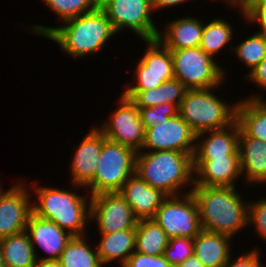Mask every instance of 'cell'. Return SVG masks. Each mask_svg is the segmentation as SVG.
I'll use <instances>...</instances> for the list:
<instances>
[{"instance_id":"cell-39","label":"cell","mask_w":266,"mask_h":267,"mask_svg":"<svg viewBox=\"0 0 266 267\" xmlns=\"http://www.w3.org/2000/svg\"><path fill=\"white\" fill-rule=\"evenodd\" d=\"M264 0H236V2L232 5L233 8L239 7L241 14L244 15L253 8L256 4L263 2Z\"/></svg>"},{"instance_id":"cell-3","label":"cell","mask_w":266,"mask_h":267,"mask_svg":"<svg viewBox=\"0 0 266 267\" xmlns=\"http://www.w3.org/2000/svg\"><path fill=\"white\" fill-rule=\"evenodd\" d=\"M135 173L166 196L182 195L183 186L194 184L193 156L170 150L139 151Z\"/></svg>"},{"instance_id":"cell-4","label":"cell","mask_w":266,"mask_h":267,"mask_svg":"<svg viewBox=\"0 0 266 267\" xmlns=\"http://www.w3.org/2000/svg\"><path fill=\"white\" fill-rule=\"evenodd\" d=\"M31 184L37 196V201L32 203L33 214L53 221L73 236L86 234V224L90 223L91 196L78 195L77 188L76 192H71L56 187H38L36 182Z\"/></svg>"},{"instance_id":"cell-23","label":"cell","mask_w":266,"mask_h":267,"mask_svg":"<svg viewBox=\"0 0 266 267\" xmlns=\"http://www.w3.org/2000/svg\"><path fill=\"white\" fill-rule=\"evenodd\" d=\"M231 239L202 229L193 238L194 254L205 267H223L231 256Z\"/></svg>"},{"instance_id":"cell-21","label":"cell","mask_w":266,"mask_h":267,"mask_svg":"<svg viewBox=\"0 0 266 267\" xmlns=\"http://www.w3.org/2000/svg\"><path fill=\"white\" fill-rule=\"evenodd\" d=\"M238 151L245 182L266 184V142L239 133ZM246 177V178H245Z\"/></svg>"},{"instance_id":"cell-1","label":"cell","mask_w":266,"mask_h":267,"mask_svg":"<svg viewBox=\"0 0 266 267\" xmlns=\"http://www.w3.org/2000/svg\"><path fill=\"white\" fill-rule=\"evenodd\" d=\"M32 26L30 29H33V34L55 41L64 53L73 58L100 52L110 37L117 34L100 7L63 22L61 27H44L37 24Z\"/></svg>"},{"instance_id":"cell-20","label":"cell","mask_w":266,"mask_h":267,"mask_svg":"<svg viewBox=\"0 0 266 267\" xmlns=\"http://www.w3.org/2000/svg\"><path fill=\"white\" fill-rule=\"evenodd\" d=\"M204 24L195 17L173 19L165 27L166 31H158L156 39L169 50L195 48L201 44Z\"/></svg>"},{"instance_id":"cell-38","label":"cell","mask_w":266,"mask_h":267,"mask_svg":"<svg viewBox=\"0 0 266 267\" xmlns=\"http://www.w3.org/2000/svg\"><path fill=\"white\" fill-rule=\"evenodd\" d=\"M245 78L259 86L258 88L266 89V57L252 72L247 73Z\"/></svg>"},{"instance_id":"cell-34","label":"cell","mask_w":266,"mask_h":267,"mask_svg":"<svg viewBox=\"0 0 266 267\" xmlns=\"http://www.w3.org/2000/svg\"><path fill=\"white\" fill-rule=\"evenodd\" d=\"M253 224L259 238L266 240V197L248 201V225Z\"/></svg>"},{"instance_id":"cell-26","label":"cell","mask_w":266,"mask_h":267,"mask_svg":"<svg viewBox=\"0 0 266 267\" xmlns=\"http://www.w3.org/2000/svg\"><path fill=\"white\" fill-rule=\"evenodd\" d=\"M0 250L6 267H33L37 257L26 230L0 239Z\"/></svg>"},{"instance_id":"cell-18","label":"cell","mask_w":266,"mask_h":267,"mask_svg":"<svg viewBox=\"0 0 266 267\" xmlns=\"http://www.w3.org/2000/svg\"><path fill=\"white\" fill-rule=\"evenodd\" d=\"M119 193L131 206L138 220L152 219L167 197L160 190L149 186L136 173L128 178Z\"/></svg>"},{"instance_id":"cell-11","label":"cell","mask_w":266,"mask_h":267,"mask_svg":"<svg viewBox=\"0 0 266 267\" xmlns=\"http://www.w3.org/2000/svg\"><path fill=\"white\" fill-rule=\"evenodd\" d=\"M147 49L137 62L134 82L124 90H147L157 88L163 82L174 79L172 53L157 39L144 40Z\"/></svg>"},{"instance_id":"cell-7","label":"cell","mask_w":266,"mask_h":267,"mask_svg":"<svg viewBox=\"0 0 266 267\" xmlns=\"http://www.w3.org/2000/svg\"><path fill=\"white\" fill-rule=\"evenodd\" d=\"M170 51L174 78L188 89H208L223 85L225 71L222 66L200 47Z\"/></svg>"},{"instance_id":"cell-40","label":"cell","mask_w":266,"mask_h":267,"mask_svg":"<svg viewBox=\"0 0 266 267\" xmlns=\"http://www.w3.org/2000/svg\"><path fill=\"white\" fill-rule=\"evenodd\" d=\"M188 0H151V4L154 11H158V9L177 6L179 4L187 2Z\"/></svg>"},{"instance_id":"cell-27","label":"cell","mask_w":266,"mask_h":267,"mask_svg":"<svg viewBox=\"0 0 266 267\" xmlns=\"http://www.w3.org/2000/svg\"><path fill=\"white\" fill-rule=\"evenodd\" d=\"M86 239L84 235L71 238L59 257L61 267H104L97 248L89 246Z\"/></svg>"},{"instance_id":"cell-31","label":"cell","mask_w":266,"mask_h":267,"mask_svg":"<svg viewBox=\"0 0 266 267\" xmlns=\"http://www.w3.org/2000/svg\"><path fill=\"white\" fill-rule=\"evenodd\" d=\"M59 17L60 22L92 12L99 7L100 0H42Z\"/></svg>"},{"instance_id":"cell-44","label":"cell","mask_w":266,"mask_h":267,"mask_svg":"<svg viewBox=\"0 0 266 267\" xmlns=\"http://www.w3.org/2000/svg\"><path fill=\"white\" fill-rule=\"evenodd\" d=\"M222 1H224V0H222ZM224 2H226L228 5L230 4V6H232L236 2V0H225Z\"/></svg>"},{"instance_id":"cell-14","label":"cell","mask_w":266,"mask_h":267,"mask_svg":"<svg viewBox=\"0 0 266 267\" xmlns=\"http://www.w3.org/2000/svg\"><path fill=\"white\" fill-rule=\"evenodd\" d=\"M25 184L20 180L6 191L0 189V239L26 230L32 199Z\"/></svg>"},{"instance_id":"cell-29","label":"cell","mask_w":266,"mask_h":267,"mask_svg":"<svg viewBox=\"0 0 266 267\" xmlns=\"http://www.w3.org/2000/svg\"><path fill=\"white\" fill-rule=\"evenodd\" d=\"M232 25L223 18L212 19L203 27V34L201 39L200 48L211 57H216L218 51L223 50L225 46L233 40Z\"/></svg>"},{"instance_id":"cell-10","label":"cell","mask_w":266,"mask_h":267,"mask_svg":"<svg viewBox=\"0 0 266 267\" xmlns=\"http://www.w3.org/2000/svg\"><path fill=\"white\" fill-rule=\"evenodd\" d=\"M119 105L98 129L103 135L116 143L141 151L145 140V127L139 108L126 96L120 94ZM100 126V127H99Z\"/></svg>"},{"instance_id":"cell-22","label":"cell","mask_w":266,"mask_h":267,"mask_svg":"<svg viewBox=\"0 0 266 267\" xmlns=\"http://www.w3.org/2000/svg\"><path fill=\"white\" fill-rule=\"evenodd\" d=\"M260 94L239 100L236 121L244 136L266 142V100Z\"/></svg>"},{"instance_id":"cell-35","label":"cell","mask_w":266,"mask_h":267,"mask_svg":"<svg viewBox=\"0 0 266 267\" xmlns=\"http://www.w3.org/2000/svg\"><path fill=\"white\" fill-rule=\"evenodd\" d=\"M122 267H172L162 255L152 256L134 251Z\"/></svg>"},{"instance_id":"cell-5","label":"cell","mask_w":266,"mask_h":267,"mask_svg":"<svg viewBox=\"0 0 266 267\" xmlns=\"http://www.w3.org/2000/svg\"><path fill=\"white\" fill-rule=\"evenodd\" d=\"M188 89L178 108L180 117L197 135L209 130H218L236 121L238 103L227 104L215 95L214 89Z\"/></svg>"},{"instance_id":"cell-32","label":"cell","mask_w":266,"mask_h":267,"mask_svg":"<svg viewBox=\"0 0 266 267\" xmlns=\"http://www.w3.org/2000/svg\"><path fill=\"white\" fill-rule=\"evenodd\" d=\"M194 254L193 238L173 237L169 238L163 256L172 267L179 266L185 259Z\"/></svg>"},{"instance_id":"cell-33","label":"cell","mask_w":266,"mask_h":267,"mask_svg":"<svg viewBox=\"0 0 266 267\" xmlns=\"http://www.w3.org/2000/svg\"><path fill=\"white\" fill-rule=\"evenodd\" d=\"M140 116L145 129L156 126L164 120H168L178 114V108L172 103L139 108Z\"/></svg>"},{"instance_id":"cell-16","label":"cell","mask_w":266,"mask_h":267,"mask_svg":"<svg viewBox=\"0 0 266 267\" xmlns=\"http://www.w3.org/2000/svg\"><path fill=\"white\" fill-rule=\"evenodd\" d=\"M94 127L87 132L80 145L75 146L78 149L70 164L72 184L74 187H81L80 189L93 179L103 148L104 135L97 126Z\"/></svg>"},{"instance_id":"cell-42","label":"cell","mask_w":266,"mask_h":267,"mask_svg":"<svg viewBox=\"0 0 266 267\" xmlns=\"http://www.w3.org/2000/svg\"><path fill=\"white\" fill-rule=\"evenodd\" d=\"M33 267H61L58 260H39Z\"/></svg>"},{"instance_id":"cell-6","label":"cell","mask_w":266,"mask_h":267,"mask_svg":"<svg viewBox=\"0 0 266 267\" xmlns=\"http://www.w3.org/2000/svg\"><path fill=\"white\" fill-rule=\"evenodd\" d=\"M137 152L130 147L113 142L104 136L97 169L93 179L84 187L90 196L119 192L135 173Z\"/></svg>"},{"instance_id":"cell-37","label":"cell","mask_w":266,"mask_h":267,"mask_svg":"<svg viewBox=\"0 0 266 267\" xmlns=\"http://www.w3.org/2000/svg\"><path fill=\"white\" fill-rule=\"evenodd\" d=\"M244 18L249 23H259L260 31L258 30V32L266 35V3L256 4L244 15Z\"/></svg>"},{"instance_id":"cell-28","label":"cell","mask_w":266,"mask_h":267,"mask_svg":"<svg viewBox=\"0 0 266 267\" xmlns=\"http://www.w3.org/2000/svg\"><path fill=\"white\" fill-rule=\"evenodd\" d=\"M169 237L152 219L138 220L136 226L135 251L157 256L164 253Z\"/></svg>"},{"instance_id":"cell-19","label":"cell","mask_w":266,"mask_h":267,"mask_svg":"<svg viewBox=\"0 0 266 267\" xmlns=\"http://www.w3.org/2000/svg\"><path fill=\"white\" fill-rule=\"evenodd\" d=\"M239 133L240 127L238 122L235 121L228 127L197 134L193 159H214L230 156L231 154H239ZM206 134H209V136Z\"/></svg>"},{"instance_id":"cell-13","label":"cell","mask_w":266,"mask_h":267,"mask_svg":"<svg viewBox=\"0 0 266 267\" xmlns=\"http://www.w3.org/2000/svg\"><path fill=\"white\" fill-rule=\"evenodd\" d=\"M195 142L196 134L180 115L176 114L174 117L146 129L141 151L170 150L189 153L193 156Z\"/></svg>"},{"instance_id":"cell-2","label":"cell","mask_w":266,"mask_h":267,"mask_svg":"<svg viewBox=\"0 0 266 267\" xmlns=\"http://www.w3.org/2000/svg\"><path fill=\"white\" fill-rule=\"evenodd\" d=\"M201 228L233 238L248 225V203L236 187L193 186Z\"/></svg>"},{"instance_id":"cell-17","label":"cell","mask_w":266,"mask_h":267,"mask_svg":"<svg viewBox=\"0 0 266 267\" xmlns=\"http://www.w3.org/2000/svg\"><path fill=\"white\" fill-rule=\"evenodd\" d=\"M26 231L39 260H59L66 244L73 237L53 221L43 219L33 213L29 216ZM36 245L40 246L48 256L40 258L36 251Z\"/></svg>"},{"instance_id":"cell-25","label":"cell","mask_w":266,"mask_h":267,"mask_svg":"<svg viewBox=\"0 0 266 267\" xmlns=\"http://www.w3.org/2000/svg\"><path fill=\"white\" fill-rule=\"evenodd\" d=\"M100 240V243L96 244V248L102 264L105 266L118 260L123 266L135 251L136 229L101 233Z\"/></svg>"},{"instance_id":"cell-15","label":"cell","mask_w":266,"mask_h":267,"mask_svg":"<svg viewBox=\"0 0 266 267\" xmlns=\"http://www.w3.org/2000/svg\"><path fill=\"white\" fill-rule=\"evenodd\" d=\"M193 167V186L236 187L235 181L242 177L239 154L214 159H193Z\"/></svg>"},{"instance_id":"cell-41","label":"cell","mask_w":266,"mask_h":267,"mask_svg":"<svg viewBox=\"0 0 266 267\" xmlns=\"http://www.w3.org/2000/svg\"><path fill=\"white\" fill-rule=\"evenodd\" d=\"M177 267H205L202 262L193 254L185 259L179 266Z\"/></svg>"},{"instance_id":"cell-12","label":"cell","mask_w":266,"mask_h":267,"mask_svg":"<svg viewBox=\"0 0 266 267\" xmlns=\"http://www.w3.org/2000/svg\"><path fill=\"white\" fill-rule=\"evenodd\" d=\"M90 222H96L100 233L136 229L138 219L119 192L91 196Z\"/></svg>"},{"instance_id":"cell-36","label":"cell","mask_w":266,"mask_h":267,"mask_svg":"<svg viewBox=\"0 0 266 267\" xmlns=\"http://www.w3.org/2000/svg\"><path fill=\"white\" fill-rule=\"evenodd\" d=\"M260 255V251L254 248L251 251H247V253L244 252L233 260L230 256L223 267H266L264 265L265 263L262 264L259 260L261 257Z\"/></svg>"},{"instance_id":"cell-8","label":"cell","mask_w":266,"mask_h":267,"mask_svg":"<svg viewBox=\"0 0 266 267\" xmlns=\"http://www.w3.org/2000/svg\"><path fill=\"white\" fill-rule=\"evenodd\" d=\"M152 220L169 238H194L202 230L195 198L187 191L180 196H167Z\"/></svg>"},{"instance_id":"cell-24","label":"cell","mask_w":266,"mask_h":267,"mask_svg":"<svg viewBox=\"0 0 266 267\" xmlns=\"http://www.w3.org/2000/svg\"><path fill=\"white\" fill-rule=\"evenodd\" d=\"M188 88L179 80L163 82L157 88L147 90H125L124 96L129 98L138 108L172 103L179 108Z\"/></svg>"},{"instance_id":"cell-9","label":"cell","mask_w":266,"mask_h":267,"mask_svg":"<svg viewBox=\"0 0 266 267\" xmlns=\"http://www.w3.org/2000/svg\"><path fill=\"white\" fill-rule=\"evenodd\" d=\"M99 7L106 13L116 33L131 29L144 40L156 39L158 28L152 20L151 0H100Z\"/></svg>"},{"instance_id":"cell-30","label":"cell","mask_w":266,"mask_h":267,"mask_svg":"<svg viewBox=\"0 0 266 267\" xmlns=\"http://www.w3.org/2000/svg\"><path fill=\"white\" fill-rule=\"evenodd\" d=\"M231 48L239 61L250 68L248 72H252L254 68L259 65L266 57V35L260 32H255L254 35L248 37L241 43Z\"/></svg>"},{"instance_id":"cell-43","label":"cell","mask_w":266,"mask_h":267,"mask_svg":"<svg viewBox=\"0 0 266 267\" xmlns=\"http://www.w3.org/2000/svg\"><path fill=\"white\" fill-rule=\"evenodd\" d=\"M0 267H6L0 250Z\"/></svg>"}]
</instances>
